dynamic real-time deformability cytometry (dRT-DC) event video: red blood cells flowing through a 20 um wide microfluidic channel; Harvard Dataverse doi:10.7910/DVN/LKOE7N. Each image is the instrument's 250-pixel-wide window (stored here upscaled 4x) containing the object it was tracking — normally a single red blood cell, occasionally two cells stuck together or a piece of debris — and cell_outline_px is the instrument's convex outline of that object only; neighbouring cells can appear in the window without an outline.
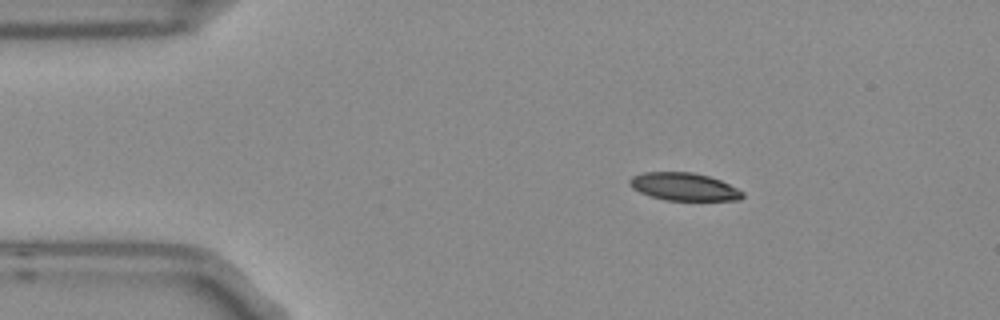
{"species": "Egyptian fruit bat (a non-hibernating species)", "species_latin": "Rousettus aegyptiacus", "temperature_condition": "room temperature", "stored_images_in_passage": 4, "camera_frame_rate_fps": 3000, "um_per_image_px": 0.085, "frame": {"image": 1, "passage_image": 1, "time_ms": 0.0, "image_size_px": [1000, 320], "cell_outline_px": [[744, 196], [740, 200], [668, 200], [652, 196], [640, 192], [632, 188], [628, 184], [628, 180], [632, 176], [644, 172], [692, 172], [708, 176], [720, 180], [744, 192]], "centroid_in_image_um": [58.12, 15.86], "position_along_channel_um": 26.9, "area_um2": 18.15}}
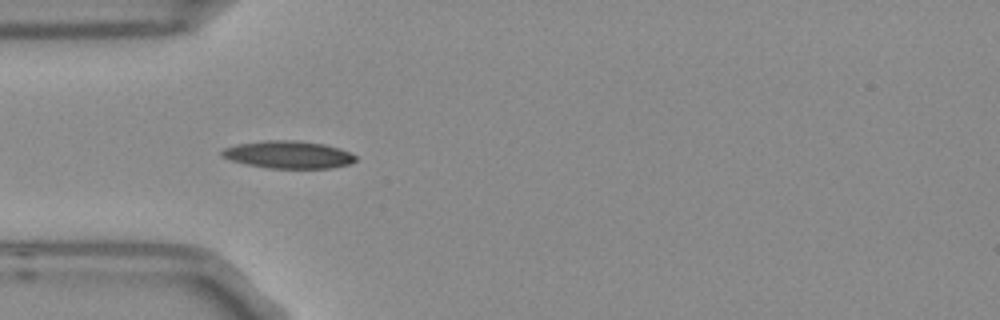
{"frame": {"image": 2, "passage_image": 3, "time_ms": 0.667, "image_size_px": [1000, 320], "cell_outline_px": [[356, 160], [348, 164], [332, 168], [268, 168], [248, 164], [232, 160], [220, 156], [220, 152], [224, 148], [236, 144], [264, 140], [296, 140], [324, 144], [348, 152], [356, 156]], "centroid_in_image_um": [24.47, 13.14], "position_along_channel_um": 60.5, "area_um2": 21.27}}
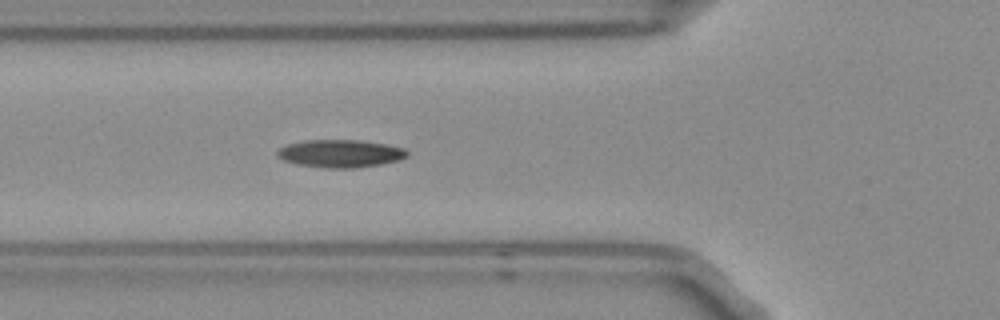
{"frame": {"image": 3, "passage_image": 4, "time_ms": 1.0, "image_size_px": [1000, 320], "cell_outline_px": [[408, 152], [404, 156], [396, 160], [380, 164], [356, 168], [328, 168], [296, 164], [284, 160], [276, 156], [276, 152], [280, 148], [288, 144], [304, 140], [360, 140], [384, 144], [404, 148]], "centroid_in_image_um": [28.87, 13.05], "position_along_channel_um": 96.9, "area_um2": 20.75}}